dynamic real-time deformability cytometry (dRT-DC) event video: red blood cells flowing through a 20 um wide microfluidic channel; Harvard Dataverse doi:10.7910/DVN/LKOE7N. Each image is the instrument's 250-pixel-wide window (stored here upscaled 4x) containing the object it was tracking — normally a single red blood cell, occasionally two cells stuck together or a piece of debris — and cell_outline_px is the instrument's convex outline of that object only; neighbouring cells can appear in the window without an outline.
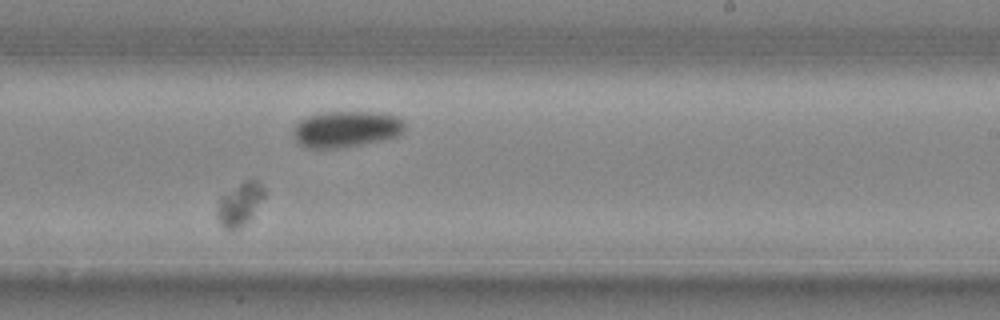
{"species": "common noctule bat (a hibernating species)", "species_latin": "Nyctalus noctula", "temperature_condition": "cold", "stored_images_in_passage": 25, "camera_frame_rate_fps": 3000, "um_per_image_px": 0.085, "animal": {"sex": "male", "body_mass_g": 20.4}, "frame": {"image": 1, "passage_image": 15, "time_ms": 4.667, "image_size_px": [1000, 320], "cell_outline_px": [[264, 196], [252, 216], [244, 224], [232, 232], [228, 232], [216, 220], [216, 212], [220, 196], [244, 180], [256, 180], [264, 188]], "centroid_in_image_um": [20.32, 17.38], "position_along_channel_um": 268.7, "area_um2": 11.91}}
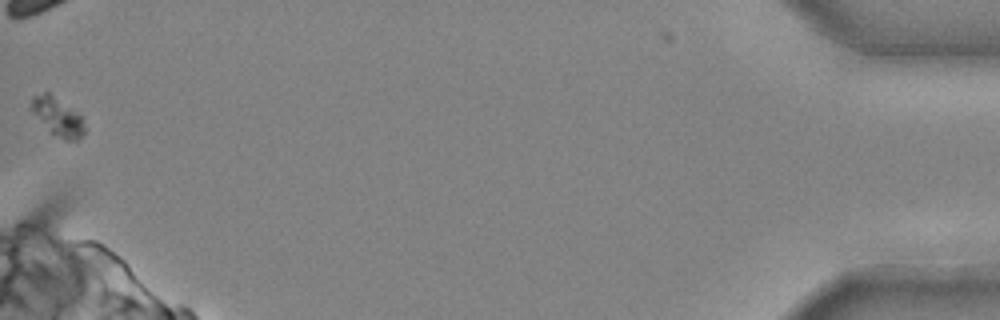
{"frame": {"image": 2, "passage_image": 25, "time_ms": 8.0, "image_size_px": [1000, 320], "cell_outline_px": [[84, 132], [76, 140], [64, 140], [52, 132], [28, 108], [32, 96], [44, 92], [48, 92], [80, 116], [84, 128]], "centroid_in_image_um": [4.83, 9.89], "position_along_channel_um": 430.4, "area_um2": 11.27}}